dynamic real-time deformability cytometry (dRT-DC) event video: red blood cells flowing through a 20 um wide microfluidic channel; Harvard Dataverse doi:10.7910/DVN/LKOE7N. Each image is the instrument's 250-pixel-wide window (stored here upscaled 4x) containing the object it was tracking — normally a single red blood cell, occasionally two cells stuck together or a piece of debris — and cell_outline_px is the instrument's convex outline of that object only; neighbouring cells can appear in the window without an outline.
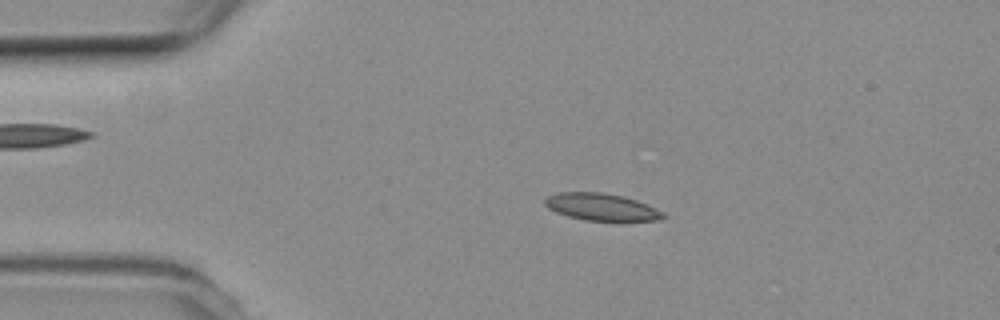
{"species": "common noctule bat (a hibernating species)", "species_latin": "Nyctalus noctula", "temperature_condition": "room temperature", "stored_images_in_passage": 5, "camera_frame_rate_fps": 3000, "um_per_image_px": 0.085, "animal": {"sex": "female", "body_mass_g": 19.3, "forearm_length_mm": 54.1}, "frame": {"image": 1, "passage_image": 4, "time_ms": 1.0, "image_size_px": [1000, 320], "cell_outline_px": [[668, 216], [660, 220], [584, 220], [568, 216], [556, 212], [548, 208], [544, 204], [544, 200], [548, 196], [556, 192], [600, 192], [624, 196], [636, 200], [656, 208], [664, 212]], "centroid_in_image_um": [51.12, 17.58], "position_along_channel_um": 33.9, "area_um2": 18.67}}